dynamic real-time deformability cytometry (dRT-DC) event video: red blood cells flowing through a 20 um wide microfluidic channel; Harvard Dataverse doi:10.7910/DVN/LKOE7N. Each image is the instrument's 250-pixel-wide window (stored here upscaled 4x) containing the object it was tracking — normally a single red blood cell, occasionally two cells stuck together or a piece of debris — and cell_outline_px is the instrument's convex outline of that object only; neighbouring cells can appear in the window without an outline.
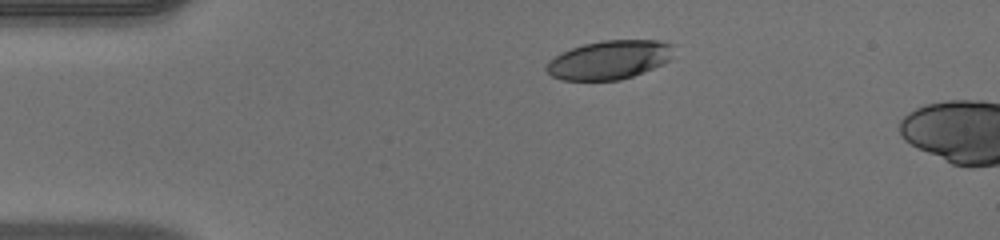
{"species": "human", "species_latin": "Homo sapiens", "temperature_condition": "warm", "stored_images_in_passage": 5, "camera_frame_rate_fps": 3000, "um_per_image_px": 0.085, "donor": {"sex": "male"}, "frame": {"image": 1, "passage_image": 1, "time_ms": 0.0, "image_size_px": [1000, 240], "cell_outline_px": [[676, 44], [668, 60], [652, 68], [632, 76], [620, 80], [560, 80], [552, 76], [544, 68], [548, 60], [572, 48], [584, 44], [604, 40], [660, 40]], "centroid_in_image_um": [51.78, 5.08], "position_along_channel_um": 33.2, "area_um2": 28.61}}